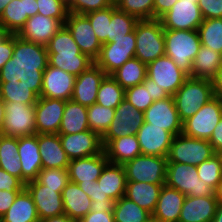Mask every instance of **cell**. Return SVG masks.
<instances>
[{
	"mask_svg": "<svg viewBox=\"0 0 222 222\" xmlns=\"http://www.w3.org/2000/svg\"><path fill=\"white\" fill-rule=\"evenodd\" d=\"M35 93L25 81L14 84L6 95L2 135L13 137L36 134Z\"/></svg>",
	"mask_w": 222,
	"mask_h": 222,
	"instance_id": "cell-1",
	"label": "cell"
},
{
	"mask_svg": "<svg viewBox=\"0 0 222 222\" xmlns=\"http://www.w3.org/2000/svg\"><path fill=\"white\" fill-rule=\"evenodd\" d=\"M75 79L74 75L48 65L38 55L29 57L26 82L37 97L71 100Z\"/></svg>",
	"mask_w": 222,
	"mask_h": 222,
	"instance_id": "cell-2",
	"label": "cell"
},
{
	"mask_svg": "<svg viewBox=\"0 0 222 222\" xmlns=\"http://www.w3.org/2000/svg\"><path fill=\"white\" fill-rule=\"evenodd\" d=\"M29 56L16 34L0 30V81L18 84L28 76Z\"/></svg>",
	"mask_w": 222,
	"mask_h": 222,
	"instance_id": "cell-3",
	"label": "cell"
},
{
	"mask_svg": "<svg viewBox=\"0 0 222 222\" xmlns=\"http://www.w3.org/2000/svg\"><path fill=\"white\" fill-rule=\"evenodd\" d=\"M164 39L165 55L190 75L192 62L202 46L198 30L164 29Z\"/></svg>",
	"mask_w": 222,
	"mask_h": 222,
	"instance_id": "cell-4",
	"label": "cell"
},
{
	"mask_svg": "<svg viewBox=\"0 0 222 222\" xmlns=\"http://www.w3.org/2000/svg\"><path fill=\"white\" fill-rule=\"evenodd\" d=\"M62 26L63 24L58 19L36 14L27 19L16 35L24 52L32 57L44 49Z\"/></svg>",
	"mask_w": 222,
	"mask_h": 222,
	"instance_id": "cell-5",
	"label": "cell"
},
{
	"mask_svg": "<svg viewBox=\"0 0 222 222\" xmlns=\"http://www.w3.org/2000/svg\"><path fill=\"white\" fill-rule=\"evenodd\" d=\"M214 97L210 80L192 77H188L173 95L176 110L182 122L192 117L200 107Z\"/></svg>",
	"mask_w": 222,
	"mask_h": 222,
	"instance_id": "cell-6",
	"label": "cell"
},
{
	"mask_svg": "<svg viewBox=\"0 0 222 222\" xmlns=\"http://www.w3.org/2000/svg\"><path fill=\"white\" fill-rule=\"evenodd\" d=\"M135 58L149 64L165 55L164 28L160 19L139 20L135 27Z\"/></svg>",
	"mask_w": 222,
	"mask_h": 222,
	"instance_id": "cell-7",
	"label": "cell"
},
{
	"mask_svg": "<svg viewBox=\"0 0 222 222\" xmlns=\"http://www.w3.org/2000/svg\"><path fill=\"white\" fill-rule=\"evenodd\" d=\"M165 184L186 196H215V190L200 180L197 167L188 164L168 162Z\"/></svg>",
	"mask_w": 222,
	"mask_h": 222,
	"instance_id": "cell-8",
	"label": "cell"
},
{
	"mask_svg": "<svg viewBox=\"0 0 222 222\" xmlns=\"http://www.w3.org/2000/svg\"><path fill=\"white\" fill-rule=\"evenodd\" d=\"M215 154L208 140L197 139L180 133L173 137L167 161L197 166Z\"/></svg>",
	"mask_w": 222,
	"mask_h": 222,
	"instance_id": "cell-9",
	"label": "cell"
},
{
	"mask_svg": "<svg viewBox=\"0 0 222 222\" xmlns=\"http://www.w3.org/2000/svg\"><path fill=\"white\" fill-rule=\"evenodd\" d=\"M167 163V157L138 155L123 164L126 180L165 184Z\"/></svg>",
	"mask_w": 222,
	"mask_h": 222,
	"instance_id": "cell-10",
	"label": "cell"
},
{
	"mask_svg": "<svg viewBox=\"0 0 222 222\" xmlns=\"http://www.w3.org/2000/svg\"><path fill=\"white\" fill-rule=\"evenodd\" d=\"M222 118V100L214 97L190 118L183 122L182 133L186 136L208 140Z\"/></svg>",
	"mask_w": 222,
	"mask_h": 222,
	"instance_id": "cell-11",
	"label": "cell"
},
{
	"mask_svg": "<svg viewBox=\"0 0 222 222\" xmlns=\"http://www.w3.org/2000/svg\"><path fill=\"white\" fill-rule=\"evenodd\" d=\"M135 30L124 37L114 38L112 42L102 44L99 57L95 63L107 74L111 75L125 62L135 57Z\"/></svg>",
	"mask_w": 222,
	"mask_h": 222,
	"instance_id": "cell-12",
	"label": "cell"
},
{
	"mask_svg": "<svg viewBox=\"0 0 222 222\" xmlns=\"http://www.w3.org/2000/svg\"><path fill=\"white\" fill-rule=\"evenodd\" d=\"M146 73L147 77L165 90L169 96H173L189 77L175 64L173 59L166 55L147 64Z\"/></svg>",
	"mask_w": 222,
	"mask_h": 222,
	"instance_id": "cell-13",
	"label": "cell"
},
{
	"mask_svg": "<svg viewBox=\"0 0 222 222\" xmlns=\"http://www.w3.org/2000/svg\"><path fill=\"white\" fill-rule=\"evenodd\" d=\"M204 20L198 0H178L160 21L164 29L198 30Z\"/></svg>",
	"mask_w": 222,
	"mask_h": 222,
	"instance_id": "cell-14",
	"label": "cell"
},
{
	"mask_svg": "<svg viewBox=\"0 0 222 222\" xmlns=\"http://www.w3.org/2000/svg\"><path fill=\"white\" fill-rule=\"evenodd\" d=\"M144 124V113L126 99L115 108L114 118L102 139H116L136 135Z\"/></svg>",
	"mask_w": 222,
	"mask_h": 222,
	"instance_id": "cell-15",
	"label": "cell"
},
{
	"mask_svg": "<svg viewBox=\"0 0 222 222\" xmlns=\"http://www.w3.org/2000/svg\"><path fill=\"white\" fill-rule=\"evenodd\" d=\"M64 25L70 31L81 52L95 61L100 55L102 44L98 40L89 19L85 15L69 12Z\"/></svg>",
	"mask_w": 222,
	"mask_h": 222,
	"instance_id": "cell-16",
	"label": "cell"
},
{
	"mask_svg": "<svg viewBox=\"0 0 222 222\" xmlns=\"http://www.w3.org/2000/svg\"><path fill=\"white\" fill-rule=\"evenodd\" d=\"M62 148L69 160L90 157L104 151L102 137L86 130L74 134H59Z\"/></svg>",
	"mask_w": 222,
	"mask_h": 222,
	"instance_id": "cell-17",
	"label": "cell"
},
{
	"mask_svg": "<svg viewBox=\"0 0 222 222\" xmlns=\"http://www.w3.org/2000/svg\"><path fill=\"white\" fill-rule=\"evenodd\" d=\"M143 113L144 122L163 127L173 136L182 133L183 122L176 110L173 96L154 101Z\"/></svg>",
	"mask_w": 222,
	"mask_h": 222,
	"instance_id": "cell-18",
	"label": "cell"
},
{
	"mask_svg": "<svg viewBox=\"0 0 222 222\" xmlns=\"http://www.w3.org/2000/svg\"><path fill=\"white\" fill-rule=\"evenodd\" d=\"M25 188L33 198L40 220L64 214L63 189L48 188L37 179L27 182Z\"/></svg>",
	"mask_w": 222,
	"mask_h": 222,
	"instance_id": "cell-19",
	"label": "cell"
},
{
	"mask_svg": "<svg viewBox=\"0 0 222 222\" xmlns=\"http://www.w3.org/2000/svg\"><path fill=\"white\" fill-rule=\"evenodd\" d=\"M36 134H58L65 102L35 96Z\"/></svg>",
	"mask_w": 222,
	"mask_h": 222,
	"instance_id": "cell-20",
	"label": "cell"
},
{
	"mask_svg": "<svg viewBox=\"0 0 222 222\" xmlns=\"http://www.w3.org/2000/svg\"><path fill=\"white\" fill-rule=\"evenodd\" d=\"M107 74L96 64L81 72L75 79L71 100L89 107L96 103L99 86Z\"/></svg>",
	"mask_w": 222,
	"mask_h": 222,
	"instance_id": "cell-21",
	"label": "cell"
},
{
	"mask_svg": "<svg viewBox=\"0 0 222 222\" xmlns=\"http://www.w3.org/2000/svg\"><path fill=\"white\" fill-rule=\"evenodd\" d=\"M136 137L143 155L167 157L174 136L163 127L144 122Z\"/></svg>",
	"mask_w": 222,
	"mask_h": 222,
	"instance_id": "cell-22",
	"label": "cell"
},
{
	"mask_svg": "<svg viewBox=\"0 0 222 222\" xmlns=\"http://www.w3.org/2000/svg\"><path fill=\"white\" fill-rule=\"evenodd\" d=\"M108 162L104 151L90 157L71 160L68 166L69 180L76 184L94 183Z\"/></svg>",
	"mask_w": 222,
	"mask_h": 222,
	"instance_id": "cell-23",
	"label": "cell"
},
{
	"mask_svg": "<svg viewBox=\"0 0 222 222\" xmlns=\"http://www.w3.org/2000/svg\"><path fill=\"white\" fill-rule=\"evenodd\" d=\"M38 14L37 0H11L0 17V26L9 34H17L29 17Z\"/></svg>",
	"mask_w": 222,
	"mask_h": 222,
	"instance_id": "cell-24",
	"label": "cell"
},
{
	"mask_svg": "<svg viewBox=\"0 0 222 222\" xmlns=\"http://www.w3.org/2000/svg\"><path fill=\"white\" fill-rule=\"evenodd\" d=\"M18 158L22 166V182L26 184L37 179L42 169L38 134L18 137Z\"/></svg>",
	"mask_w": 222,
	"mask_h": 222,
	"instance_id": "cell-25",
	"label": "cell"
},
{
	"mask_svg": "<svg viewBox=\"0 0 222 222\" xmlns=\"http://www.w3.org/2000/svg\"><path fill=\"white\" fill-rule=\"evenodd\" d=\"M217 206L216 196H186L178 222H212Z\"/></svg>",
	"mask_w": 222,
	"mask_h": 222,
	"instance_id": "cell-26",
	"label": "cell"
},
{
	"mask_svg": "<svg viewBox=\"0 0 222 222\" xmlns=\"http://www.w3.org/2000/svg\"><path fill=\"white\" fill-rule=\"evenodd\" d=\"M185 197L177 189L163 185L152 219L158 222H178Z\"/></svg>",
	"mask_w": 222,
	"mask_h": 222,
	"instance_id": "cell-27",
	"label": "cell"
},
{
	"mask_svg": "<svg viewBox=\"0 0 222 222\" xmlns=\"http://www.w3.org/2000/svg\"><path fill=\"white\" fill-rule=\"evenodd\" d=\"M42 169L68 168L69 158L62 148L59 134H38Z\"/></svg>",
	"mask_w": 222,
	"mask_h": 222,
	"instance_id": "cell-28",
	"label": "cell"
},
{
	"mask_svg": "<svg viewBox=\"0 0 222 222\" xmlns=\"http://www.w3.org/2000/svg\"><path fill=\"white\" fill-rule=\"evenodd\" d=\"M102 143L110 163L124 164L142 154L136 135L122 136L116 139H102Z\"/></svg>",
	"mask_w": 222,
	"mask_h": 222,
	"instance_id": "cell-29",
	"label": "cell"
},
{
	"mask_svg": "<svg viewBox=\"0 0 222 222\" xmlns=\"http://www.w3.org/2000/svg\"><path fill=\"white\" fill-rule=\"evenodd\" d=\"M64 213L79 222L91 211V198L78 184L69 182L62 190Z\"/></svg>",
	"mask_w": 222,
	"mask_h": 222,
	"instance_id": "cell-30",
	"label": "cell"
},
{
	"mask_svg": "<svg viewBox=\"0 0 222 222\" xmlns=\"http://www.w3.org/2000/svg\"><path fill=\"white\" fill-rule=\"evenodd\" d=\"M38 56L48 65L62 69L75 77L95 63L83 53H39Z\"/></svg>",
	"mask_w": 222,
	"mask_h": 222,
	"instance_id": "cell-31",
	"label": "cell"
},
{
	"mask_svg": "<svg viewBox=\"0 0 222 222\" xmlns=\"http://www.w3.org/2000/svg\"><path fill=\"white\" fill-rule=\"evenodd\" d=\"M97 183L103 193L114 201L125 196L127 180L123 164L108 162L97 179Z\"/></svg>",
	"mask_w": 222,
	"mask_h": 222,
	"instance_id": "cell-32",
	"label": "cell"
},
{
	"mask_svg": "<svg viewBox=\"0 0 222 222\" xmlns=\"http://www.w3.org/2000/svg\"><path fill=\"white\" fill-rule=\"evenodd\" d=\"M163 185L165 184L127 181L125 197L132 200L152 215L156 209Z\"/></svg>",
	"mask_w": 222,
	"mask_h": 222,
	"instance_id": "cell-33",
	"label": "cell"
},
{
	"mask_svg": "<svg viewBox=\"0 0 222 222\" xmlns=\"http://www.w3.org/2000/svg\"><path fill=\"white\" fill-rule=\"evenodd\" d=\"M0 222H40L33 198L26 188L17 194Z\"/></svg>",
	"mask_w": 222,
	"mask_h": 222,
	"instance_id": "cell-34",
	"label": "cell"
},
{
	"mask_svg": "<svg viewBox=\"0 0 222 222\" xmlns=\"http://www.w3.org/2000/svg\"><path fill=\"white\" fill-rule=\"evenodd\" d=\"M86 130H90L87 107L67 100L58 134H74Z\"/></svg>",
	"mask_w": 222,
	"mask_h": 222,
	"instance_id": "cell-35",
	"label": "cell"
},
{
	"mask_svg": "<svg viewBox=\"0 0 222 222\" xmlns=\"http://www.w3.org/2000/svg\"><path fill=\"white\" fill-rule=\"evenodd\" d=\"M222 65V54L206 46H201L192 62L189 77L212 80L218 68Z\"/></svg>",
	"mask_w": 222,
	"mask_h": 222,
	"instance_id": "cell-36",
	"label": "cell"
},
{
	"mask_svg": "<svg viewBox=\"0 0 222 222\" xmlns=\"http://www.w3.org/2000/svg\"><path fill=\"white\" fill-rule=\"evenodd\" d=\"M0 168L22 181V166L18 158V137L0 133Z\"/></svg>",
	"mask_w": 222,
	"mask_h": 222,
	"instance_id": "cell-37",
	"label": "cell"
},
{
	"mask_svg": "<svg viewBox=\"0 0 222 222\" xmlns=\"http://www.w3.org/2000/svg\"><path fill=\"white\" fill-rule=\"evenodd\" d=\"M147 65L138 58H132L115 70L111 76L124 89L141 84L146 76Z\"/></svg>",
	"mask_w": 222,
	"mask_h": 222,
	"instance_id": "cell-38",
	"label": "cell"
},
{
	"mask_svg": "<svg viewBox=\"0 0 222 222\" xmlns=\"http://www.w3.org/2000/svg\"><path fill=\"white\" fill-rule=\"evenodd\" d=\"M113 214L115 222H148L152 218L148 211L125 196L115 201Z\"/></svg>",
	"mask_w": 222,
	"mask_h": 222,
	"instance_id": "cell-39",
	"label": "cell"
},
{
	"mask_svg": "<svg viewBox=\"0 0 222 222\" xmlns=\"http://www.w3.org/2000/svg\"><path fill=\"white\" fill-rule=\"evenodd\" d=\"M139 20L126 12L116 8L115 4L111 6V21L108 29V43L114 38H121L135 30Z\"/></svg>",
	"mask_w": 222,
	"mask_h": 222,
	"instance_id": "cell-40",
	"label": "cell"
},
{
	"mask_svg": "<svg viewBox=\"0 0 222 222\" xmlns=\"http://www.w3.org/2000/svg\"><path fill=\"white\" fill-rule=\"evenodd\" d=\"M198 33L203 46L222 54V18L204 19Z\"/></svg>",
	"mask_w": 222,
	"mask_h": 222,
	"instance_id": "cell-41",
	"label": "cell"
},
{
	"mask_svg": "<svg viewBox=\"0 0 222 222\" xmlns=\"http://www.w3.org/2000/svg\"><path fill=\"white\" fill-rule=\"evenodd\" d=\"M125 90L111 75H106L97 92L96 103L108 108H116L124 99Z\"/></svg>",
	"mask_w": 222,
	"mask_h": 222,
	"instance_id": "cell-42",
	"label": "cell"
},
{
	"mask_svg": "<svg viewBox=\"0 0 222 222\" xmlns=\"http://www.w3.org/2000/svg\"><path fill=\"white\" fill-rule=\"evenodd\" d=\"M87 113L90 130L102 137L114 118L115 109L94 103L87 107Z\"/></svg>",
	"mask_w": 222,
	"mask_h": 222,
	"instance_id": "cell-43",
	"label": "cell"
},
{
	"mask_svg": "<svg viewBox=\"0 0 222 222\" xmlns=\"http://www.w3.org/2000/svg\"><path fill=\"white\" fill-rule=\"evenodd\" d=\"M40 53H82L68 28L63 25Z\"/></svg>",
	"mask_w": 222,
	"mask_h": 222,
	"instance_id": "cell-44",
	"label": "cell"
},
{
	"mask_svg": "<svg viewBox=\"0 0 222 222\" xmlns=\"http://www.w3.org/2000/svg\"><path fill=\"white\" fill-rule=\"evenodd\" d=\"M196 167L200 180L216 190L222 180V153H216Z\"/></svg>",
	"mask_w": 222,
	"mask_h": 222,
	"instance_id": "cell-45",
	"label": "cell"
},
{
	"mask_svg": "<svg viewBox=\"0 0 222 222\" xmlns=\"http://www.w3.org/2000/svg\"><path fill=\"white\" fill-rule=\"evenodd\" d=\"M114 4L117 9L138 20L153 19L154 0H115Z\"/></svg>",
	"mask_w": 222,
	"mask_h": 222,
	"instance_id": "cell-46",
	"label": "cell"
},
{
	"mask_svg": "<svg viewBox=\"0 0 222 222\" xmlns=\"http://www.w3.org/2000/svg\"><path fill=\"white\" fill-rule=\"evenodd\" d=\"M150 95V78L146 76L141 84L125 90L124 99L130 102L136 109L144 112L154 102Z\"/></svg>",
	"mask_w": 222,
	"mask_h": 222,
	"instance_id": "cell-47",
	"label": "cell"
},
{
	"mask_svg": "<svg viewBox=\"0 0 222 222\" xmlns=\"http://www.w3.org/2000/svg\"><path fill=\"white\" fill-rule=\"evenodd\" d=\"M78 185L82 191H84L91 198V211H113L115 201L110 199L107 194L103 193L97 181L94 183Z\"/></svg>",
	"mask_w": 222,
	"mask_h": 222,
	"instance_id": "cell-48",
	"label": "cell"
},
{
	"mask_svg": "<svg viewBox=\"0 0 222 222\" xmlns=\"http://www.w3.org/2000/svg\"><path fill=\"white\" fill-rule=\"evenodd\" d=\"M94 32L101 44L108 43V29L111 21V6L103 9L86 13Z\"/></svg>",
	"mask_w": 222,
	"mask_h": 222,
	"instance_id": "cell-49",
	"label": "cell"
},
{
	"mask_svg": "<svg viewBox=\"0 0 222 222\" xmlns=\"http://www.w3.org/2000/svg\"><path fill=\"white\" fill-rule=\"evenodd\" d=\"M37 180L48 188L64 189L70 182L68 168L41 169Z\"/></svg>",
	"mask_w": 222,
	"mask_h": 222,
	"instance_id": "cell-50",
	"label": "cell"
},
{
	"mask_svg": "<svg viewBox=\"0 0 222 222\" xmlns=\"http://www.w3.org/2000/svg\"><path fill=\"white\" fill-rule=\"evenodd\" d=\"M38 14L58 19L63 25L69 11L67 0H37Z\"/></svg>",
	"mask_w": 222,
	"mask_h": 222,
	"instance_id": "cell-51",
	"label": "cell"
},
{
	"mask_svg": "<svg viewBox=\"0 0 222 222\" xmlns=\"http://www.w3.org/2000/svg\"><path fill=\"white\" fill-rule=\"evenodd\" d=\"M112 0H67L68 11L74 14L85 15L86 13L103 10L112 6Z\"/></svg>",
	"mask_w": 222,
	"mask_h": 222,
	"instance_id": "cell-52",
	"label": "cell"
},
{
	"mask_svg": "<svg viewBox=\"0 0 222 222\" xmlns=\"http://www.w3.org/2000/svg\"><path fill=\"white\" fill-rule=\"evenodd\" d=\"M204 19L222 18V0H198Z\"/></svg>",
	"mask_w": 222,
	"mask_h": 222,
	"instance_id": "cell-53",
	"label": "cell"
},
{
	"mask_svg": "<svg viewBox=\"0 0 222 222\" xmlns=\"http://www.w3.org/2000/svg\"><path fill=\"white\" fill-rule=\"evenodd\" d=\"M25 184L17 177L0 168V190L8 192H21Z\"/></svg>",
	"mask_w": 222,
	"mask_h": 222,
	"instance_id": "cell-54",
	"label": "cell"
},
{
	"mask_svg": "<svg viewBox=\"0 0 222 222\" xmlns=\"http://www.w3.org/2000/svg\"><path fill=\"white\" fill-rule=\"evenodd\" d=\"M79 222H115L113 211H90Z\"/></svg>",
	"mask_w": 222,
	"mask_h": 222,
	"instance_id": "cell-55",
	"label": "cell"
},
{
	"mask_svg": "<svg viewBox=\"0 0 222 222\" xmlns=\"http://www.w3.org/2000/svg\"><path fill=\"white\" fill-rule=\"evenodd\" d=\"M178 0H154L153 19H160Z\"/></svg>",
	"mask_w": 222,
	"mask_h": 222,
	"instance_id": "cell-56",
	"label": "cell"
},
{
	"mask_svg": "<svg viewBox=\"0 0 222 222\" xmlns=\"http://www.w3.org/2000/svg\"><path fill=\"white\" fill-rule=\"evenodd\" d=\"M215 153H222V118L215 126L212 136L209 139Z\"/></svg>",
	"mask_w": 222,
	"mask_h": 222,
	"instance_id": "cell-57",
	"label": "cell"
},
{
	"mask_svg": "<svg viewBox=\"0 0 222 222\" xmlns=\"http://www.w3.org/2000/svg\"><path fill=\"white\" fill-rule=\"evenodd\" d=\"M18 193L19 192H8L6 190H0V218L13 204Z\"/></svg>",
	"mask_w": 222,
	"mask_h": 222,
	"instance_id": "cell-58",
	"label": "cell"
},
{
	"mask_svg": "<svg viewBox=\"0 0 222 222\" xmlns=\"http://www.w3.org/2000/svg\"><path fill=\"white\" fill-rule=\"evenodd\" d=\"M14 84L9 82H0V133L2 130L3 122H4V103L6 100L7 91L13 86Z\"/></svg>",
	"mask_w": 222,
	"mask_h": 222,
	"instance_id": "cell-59",
	"label": "cell"
},
{
	"mask_svg": "<svg viewBox=\"0 0 222 222\" xmlns=\"http://www.w3.org/2000/svg\"><path fill=\"white\" fill-rule=\"evenodd\" d=\"M214 96L222 100V65L218 68L216 76L211 80Z\"/></svg>",
	"mask_w": 222,
	"mask_h": 222,
	"instance_id": "cell-60",
	"label": "cell"
},
{
	"mask_svg": "<svg viewBox=\"0 0 222 222\" xmlns=\"http://www.w3.org/2000/svg\"><path fill=\"white\" fill-rule=\"evenodd\" d=\"M150 92V96L154 101L169 97V94L161 87H158V85L152 79H150Z\"/></svg>",
	"mask_w": 222,
	"mask_h": 222,
	"instance_id": "cell-61",
	"label": "cell"
},
{
	"mask_svg": "<svg viewBox=\"0 0 222 222\" xmlns=\"http://www.w3.org/2000/svg\"><path fill=\"white\" fill-rule=\"evenodd\" d=\"M40 222H77V221L73 220L70 216L64 213L58 216L45 218L43 220H40Z\"/></svg>",
	"mask_w": 222,
	"mask_h": 222,
	"instance_id": "cell-62",
	"label": "cell"
},
{
	"mask_svg": "<svg viewBox=\"0 0 222 222\" xmlns=\"http://www.w3.org/2000/svg\"><path fill=\"white\" fill-rule=\"evenodd\" d=\"M212 222H222V204H218L216 214Z\"/></svg>",
	"mask_w": 222,
	"mask_h": 222,
	"instance_id": "cell-63",
	"label": "cell"
},
{
	"mask_svg": "<svg viewBox=\"0 0 222 222\" xmlns=\"http://www.w3.org/2000/svg\"><path fill=\"white\" fill-rule=\"evenodd\" d=\"M215 196H216L218 204H222V180L218 184L217 189L215 190Z\"/></svg>",
	"mask_w": 222,
	"mask_h": 222,
	"instance_id": "cell-64",
	"label": "cell"
},
{
	"mask_svg": "<svg viewBox=\"0 0 222 222\" xmlns=\"http://www.w3.org/2000/svg\"><path fill=\"white\" fill-rule=\"evenodd\" d=\"M11 0H0V17L4 12L5 7L9 4Z\"/></svg>",
	"mask_w": 222,
	"mask_h": 222,
	"instance_id": "cell-65",
	"label": "cell"
},
{
	"mask_svg": "<svg viewBox=\"0 0 222 222\" xmlns=\"http://www.w3.org/2000/svg\"><path fill=\"white\" fill-rule=\"evenodd\" d=\"M148 222H158V221L151 218Z\"/></svg>",
	"mask_w": 222,
	"mask_h": 222,
	"instance_id": "cell-66",
	"label": "cell"
}]
</instances>
